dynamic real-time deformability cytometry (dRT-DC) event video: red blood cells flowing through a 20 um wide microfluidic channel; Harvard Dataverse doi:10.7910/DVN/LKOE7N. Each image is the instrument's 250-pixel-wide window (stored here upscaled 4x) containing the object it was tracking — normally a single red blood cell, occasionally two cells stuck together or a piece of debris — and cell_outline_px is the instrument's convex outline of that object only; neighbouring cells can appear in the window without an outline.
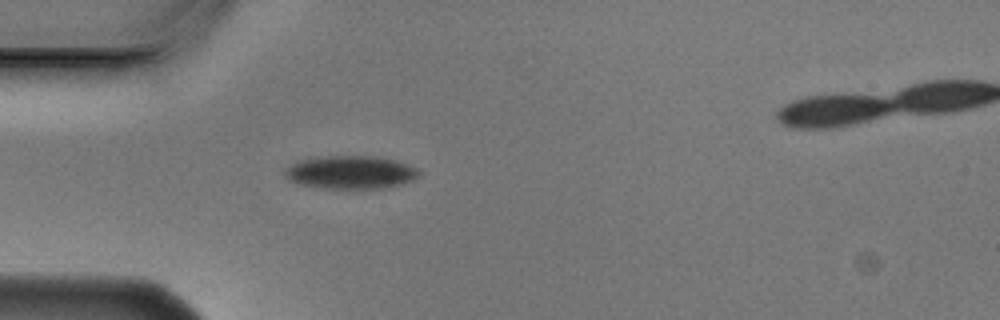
{"species": "Egyptian fruit bat (a non-hibernating species)", "species_latin": "Rousettus aegyptiacus", "temperature_condition": "cold", "stored_images_in_passage": 5, "camera_frame_rate_fps": 3000, "um_per_image_px": 0.085, "animal": {"sex": "male"}, "frame": {"image": 1, "passage_image": 5, "time_ms": 1.333, "image_size_px": [1000, 320], "cell_outline_px": [[420, 176], [412, 180], [400, 184], [384, 188], [324, 188], [300, 184], [288, 180], [284, 176], [284, 168], [300, 160], [320, 156], [376, 156], [392, 160], [416, 168], [420, 172]], "centroid_in_image_um": [29.75, 14.64], "position_along_channel_um": 55.2, "area_um2": 25.72}}